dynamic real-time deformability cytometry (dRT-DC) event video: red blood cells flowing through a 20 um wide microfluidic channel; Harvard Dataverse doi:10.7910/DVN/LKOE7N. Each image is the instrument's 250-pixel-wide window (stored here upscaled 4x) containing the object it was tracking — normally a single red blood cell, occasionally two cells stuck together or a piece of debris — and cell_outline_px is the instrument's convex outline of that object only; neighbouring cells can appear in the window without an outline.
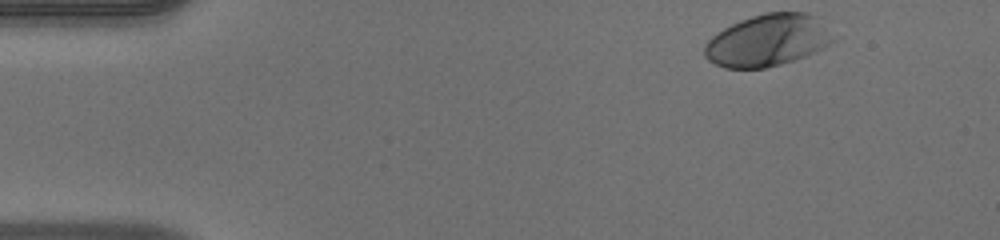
{"species": "human", "species_latin": "Homo sapiens", "temperature_condition": "warm", "stored_images_in_passage": 37, "camera_frame_rate_fps": 3000, "um_per_image_px": 0.085, "donor": {"sex": "male"}, "frame": {"image": 1, "passage_image": 1, "time_ms": 0.0, "image_size_px": [1000, 240], "cell_outline_px": [[840, 36], [836, 40], [824, 48], [816, 52], [780, 64], [764, 68], [724, 68], [708, 60], [704, 56], [704, 44], [712, 36], [724, 28], [740, 20], [764, 12], [808, 12], [816, 16]], "centroid_in_image_um": [65.33, 3.41], "position_along_channel_um": 19.7, "area_um2": 39.48}}
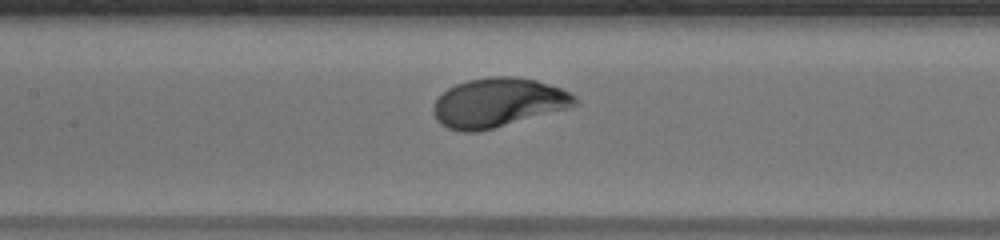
{"frame": {"image": 2, "passage_image": 19, "time_ms": 6.0, "image_size_px": [1000, 240], "cell_outline_px": [[580, 104], [568, 108], [492, 128], [476, 132], [460, 132], [448, 128], [440, 124], [436, 120], [432, 112], [432, 104], [448, 88], [456, 84], [468, 80], [492, 76], [516, 76], [536, 80], [560, 88], [576, 96], [580, 100]], "centroid_in_image_um": [42.32, 8.72], "position_along_channel_um": 165.1, "area_um2": 40.52}}
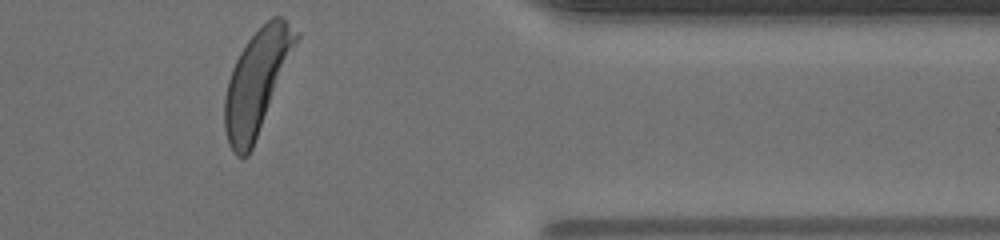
{"frame": {"image": 3, "passage_image": 37, "time_ms": 12.0, "image_size_px": [1000, 240], "cell_outline_px": [[300, 36], [252, 148], [248, 156], [236, 156], [232, 152], [228, 144], [224, 128], [224, 96], [228, 80], [232, 68], [240, 52], [248, 40], [272, 16], [284, 16], [300, 32]], "centroid_in_image_um": [21.82, 6.95], "position_along_channel_um": 389.6, "area_um2": 42.66}, "authors_computed_cell_mechanics": {"area_um2": 39.593, "velocity_mm_per_s": 4.0632, "shape_relaxation_time_tau1_ms": 1.9142, "shape_relaxation_time_tau2_ms": null, "deformation_change_tau1": 0.1469, "deformation_change_tau2": null}}